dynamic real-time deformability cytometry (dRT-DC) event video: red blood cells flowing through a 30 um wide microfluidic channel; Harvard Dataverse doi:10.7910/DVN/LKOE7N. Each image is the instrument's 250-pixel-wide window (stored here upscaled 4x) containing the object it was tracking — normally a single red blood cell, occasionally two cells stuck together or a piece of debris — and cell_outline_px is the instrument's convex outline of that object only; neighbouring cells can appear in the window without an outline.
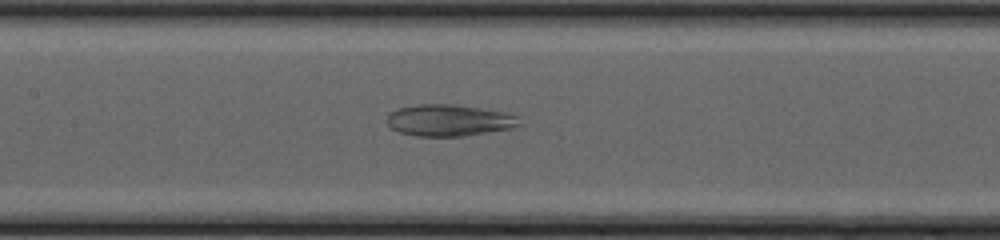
{"species": "common noctule bat (a hibernating species)", "species_latin": "Nyctalus noctula", "temperature_condition": "cold", "stored_images_in_passage": 38, "camera_frame_rate_fps": 3000, "um_per_image_px": 0.085, "animal": {"sex": "female", "body_mass_g": 20.0, "forearm_length_mm": 54.0}, "frame": {"image": 1, "passage_image": 14, "time_ms": 4.333, "image_size_px": [1000, 240], "cell_outline_px": [[520, 124], [512, 128], [464, 136], [416, 136], [400, 132], [392, 128], [388, 124], [388, 116], [392, 112], [400, 108], [420, 104], [452, 104], [500, 112], [516, 116]], "centroid_in_image_um": [38.14, 10.24], "position_along_channel_um": 169.3, "area_um2": 23.76}}
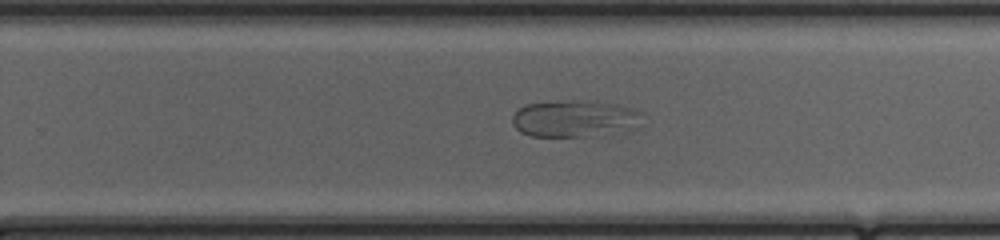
{"frame": {"image": 2, "passage_image": 22, "time_ms": 7.0, "image_size_px": [1000, 240], "cell_outline_px": [[640, 112], [588, 136], [532, 136], [520, 132], [512, 124], [512, 116], [520, 108], [528, 104], [612, 104]], "centroid_in_image_um": [48.28, 10.1], "position_along_channel_um": 281.5, "area_um2": 23.06}}
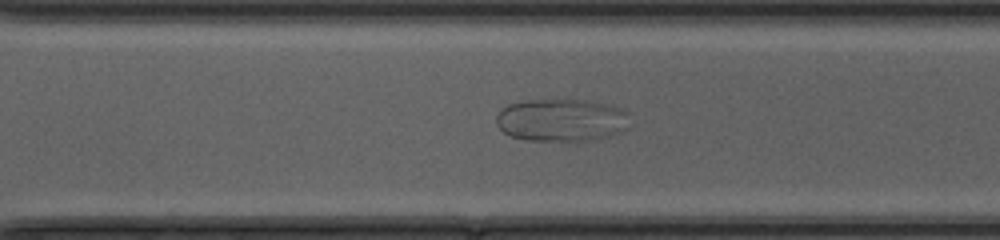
{"frame": {"image": 3, "passage_image": 25, "time_ms": 8.0, "image_size_px": [1000, 240], "cell_outline_px": [[628, 128], [620, 132], [608, 136], [576, 144], [524, 140], [512, 136], [504, 132], [496, 124], [496, 116], [508, 104], [524, 100], [588, 100], [620, 108], [628, 112]], "centroid_in_image_um": [47.73, 10.26], "position_along_channel_um": 322.9, "area_um2": 33.99}}